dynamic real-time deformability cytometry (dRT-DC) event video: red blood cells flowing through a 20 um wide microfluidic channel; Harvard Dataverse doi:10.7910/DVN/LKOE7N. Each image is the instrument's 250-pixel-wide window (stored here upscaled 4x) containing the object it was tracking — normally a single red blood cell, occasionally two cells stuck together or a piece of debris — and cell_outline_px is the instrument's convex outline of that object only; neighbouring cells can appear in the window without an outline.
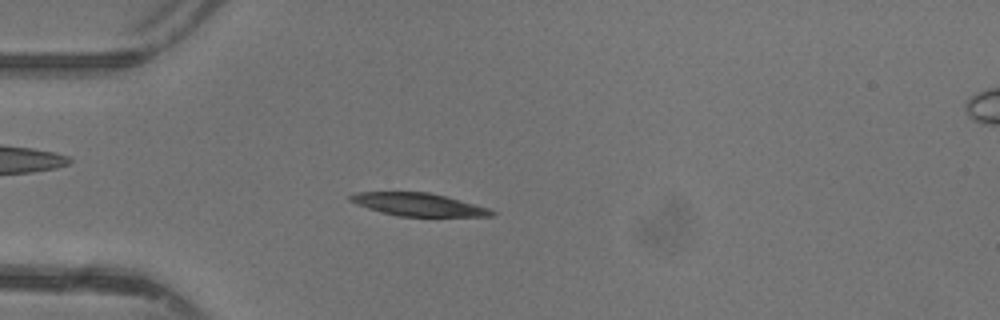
{"species": "common noctule bat (a hibernating species)", "species_latin": "Nyctalus noctula", "temperature_condition": "warm", "stored_images_in_passage": 47, "camera_frame_rate_fps": 3000, "um_per_image_px": 0.085, "animal": {"sex": "female"}, "frame": {"image": 1, "passage_image": 13, "time_ms": 4.0, "image_size_px": [1000, 320], "cell_outline_px": [[496, 212], [492, 216], [400, 216], [380, 212], [356, 204], [348, 200], [348, 196], [356, 192], [428, 192], [444, 196], [488, 208]], "centroid_in_image_um": [35.49, 17.38], "position_along_channel_um": 49.5, "area_um2": 18.55}}
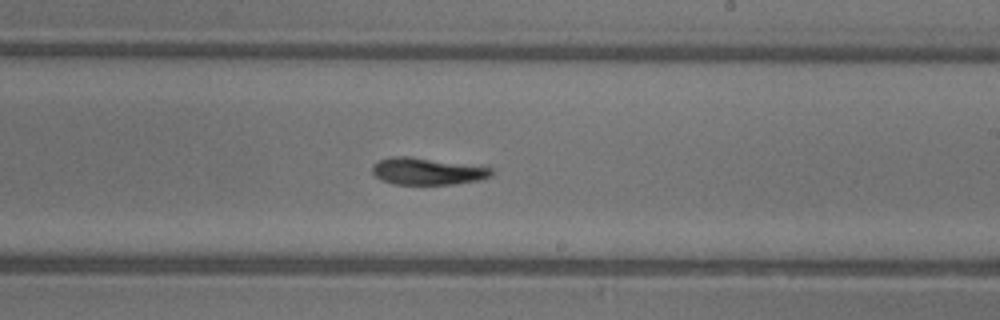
{"frame": {"image": 2, "passage_image": 28, "time_ms": 9.0, "image_size_px": [1000, 320], "cell_outline_px": [[492, 176], [480, 180], [452, 184], [392, 184], [380, 180], [372, 172], [372, 164], [380, 160], [392, 156], [412, 156], [492, 168]], "centroid_in_image_um": [36.28, 14.56], "position_along_channel_um": 252.7, "area_um2": 18.73}}
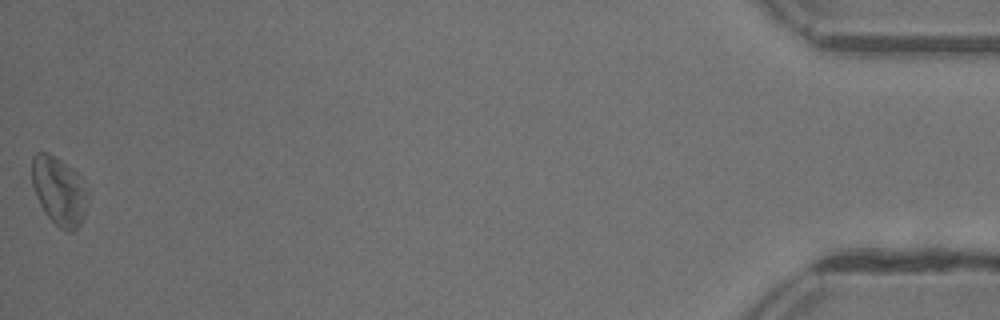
{"frame": {"image": 3, "passage_image": 47, "time_ms": 15.333, "image_size_px": [1000, 320], "cell_outline_px": [[88, 204], [84, 220], [72, 232], [68, 232], [60, 228], [44, 212], [36, 196], [32, 184], [32, 156], [36, 152], [48, 152], [72, 168], [80, 176], [88, 192]], "centroid_in_image_um": [5.04, 16.24], "position_along_channel_um": 430.2, "area_um2": 22.48}, "authors_computed_cell_mechanics": {"area_um2": 19.652, "velocity_mm_per_s": 4.374, "shape_relaxation_time_tau1_ms": 4.1529, "shape_relaxation_time_tau2_ms": null, "deformation_change_tau1": 0.1363, "deformation_change_tau2": null}}